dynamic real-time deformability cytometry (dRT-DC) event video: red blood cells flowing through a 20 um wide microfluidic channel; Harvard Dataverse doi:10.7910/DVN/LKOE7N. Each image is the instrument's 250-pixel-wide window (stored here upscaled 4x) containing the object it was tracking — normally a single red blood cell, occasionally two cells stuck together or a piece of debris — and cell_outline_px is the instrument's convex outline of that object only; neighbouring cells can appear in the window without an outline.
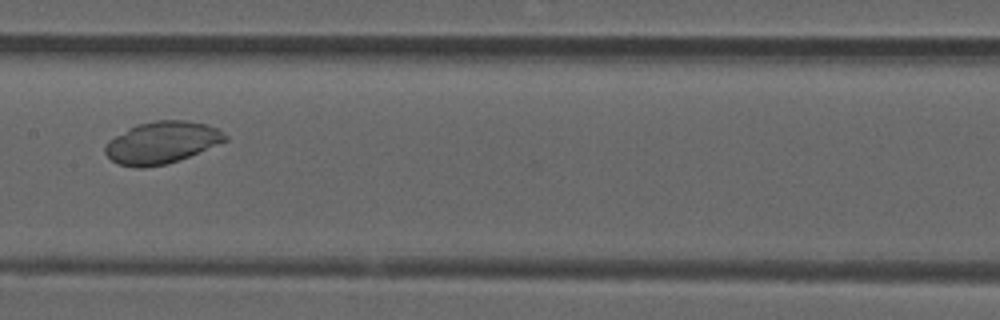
{"species": "common noctule bat (a hibernating species)", "species_latin": "Nyctalus noctula", "temperature_condition": "room temperature", "stored_images_in_passage": 6, "camera_frame_rate_fps": 3000, "um_per_image_px": 0.085, "animal": {"sex": "male", "forearm_length_mm": 52.5}, "frame": {"image": 1, "passage_image": 5, "time_ms": 1.333, "image_size_px": [1000, 320], "cell_outline_px": [[228, 140], [188, 156], [164, 164], [144, 168], [132, 168], [116, 164], [104, 152], [104, 148], [108, 140], [128, 128], [136, 124], [156, 120], [188, 120], [204, 124], [216, 128], [224, 132], [228, 136]], "centroid_in_image_um": [13.71, 12.11], "position_along_channel_um": 193.7, "area_um2": 29.36}}
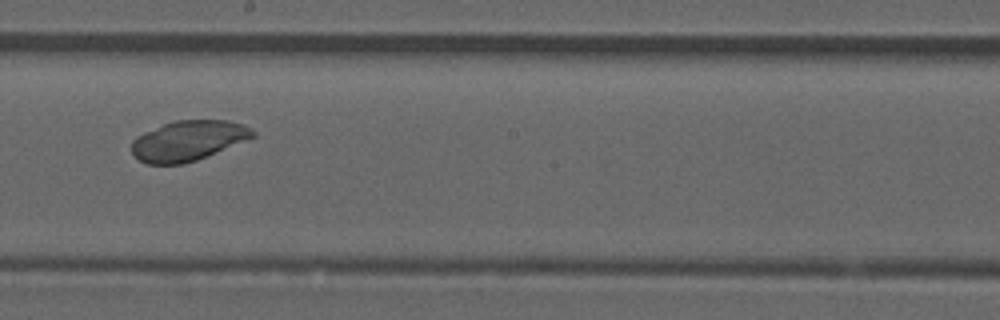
{"frame": {"image": 2, "passage_image": 6, "time_ms": 1.667, "image_size_px": [1000, 320], "cell_outline_px": [[256, 136], [196, 160], [184, 164], [148, 164], [140, 160], [132, 152], [132, 140], [136, 136], [144, 132], [164, 124], [176, 120], [228, 120], [244, 124], [252, 128], [256, 132]], "centroid_in_image_um": [16.01, 11.94], "position_along_channel_um": 232.2, "area_um2": 28.21}}